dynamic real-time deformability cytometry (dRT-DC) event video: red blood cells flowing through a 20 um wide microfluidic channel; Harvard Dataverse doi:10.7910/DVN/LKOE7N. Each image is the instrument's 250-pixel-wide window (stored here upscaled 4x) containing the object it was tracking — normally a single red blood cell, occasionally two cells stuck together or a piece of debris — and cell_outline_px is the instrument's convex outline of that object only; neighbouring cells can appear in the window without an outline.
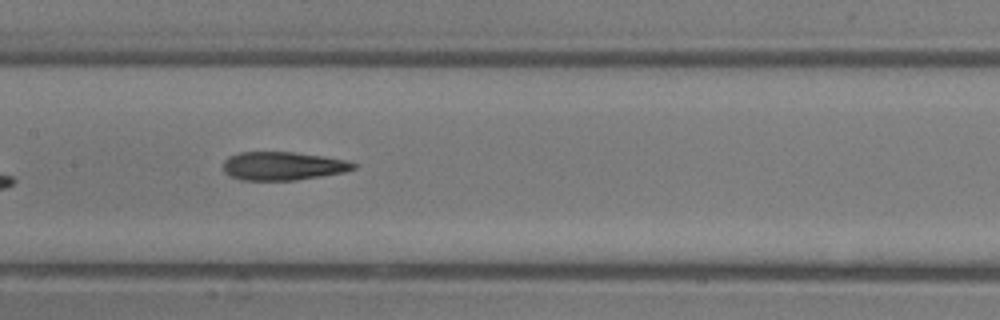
{"species": "common noctule bat (a hibernating species)", "species_latin": "Nyctalus noctula", "temperature_condition": "room temperature", "stored_images_in_passage": 7, "camera_frame_rate_fps": 3000, "um_per_image_px": 0.085, "animal": {"sex": "male", "body_mass_g": 13.3}, "frame": {"image": 1, "passage_image": 7, "time_ms": 7.0, "image_size_px": [1000, 320], "cell_outline_px": [[356, 168], [344, 172], [296, 180], [240, 180], [228, 176], [224, 172], [224, 160], [228, 156], [240, 152], [292, 152], [324, 156], [344, 160], [356, 164]], "centroid_in_image_um": [24.0, 14.11], "position_along_channel_um": 183.4, "area_um2": 21.56}}